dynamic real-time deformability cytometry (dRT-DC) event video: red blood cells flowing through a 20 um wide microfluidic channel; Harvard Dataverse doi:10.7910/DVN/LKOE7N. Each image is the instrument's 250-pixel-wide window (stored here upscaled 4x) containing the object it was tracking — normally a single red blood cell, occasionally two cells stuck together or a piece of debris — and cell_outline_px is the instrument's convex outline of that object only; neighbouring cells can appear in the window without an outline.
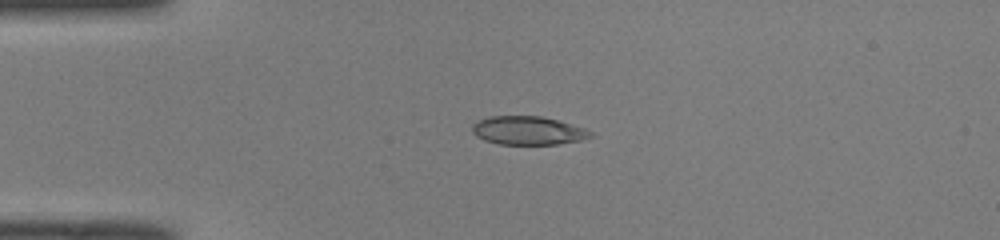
{"species": "common noctule bat (a hibernating species)", "species_latin": "Nyctalus noctula", "temperature_condition": "room temperature", "stored_images_in_passage": 50, "camera_frame_rate_fps": 3000, "um_per_image_px": 0.085, "animal": {"sex": "male", "body_mass_g": 19.0, "forearm_length_mm": 50.8}, "frame": {"image": 1, "passage_image": 12, "time_ms": 3.667, "image_size_px": [1000, 240], "cell_outline_px": [[596, 136], [580, 140], [556, 144], [500, 144], [484, 140], [476, 136], [472, 132], [472, 124], [476, 120], [492, 116], [540, 116], [572, 124], [584, 128], [592, 132]], "centroid_in_image_um": [44.87, 11.09], "position_along_channel_um": 40.1, "area_um2": 19.65}}
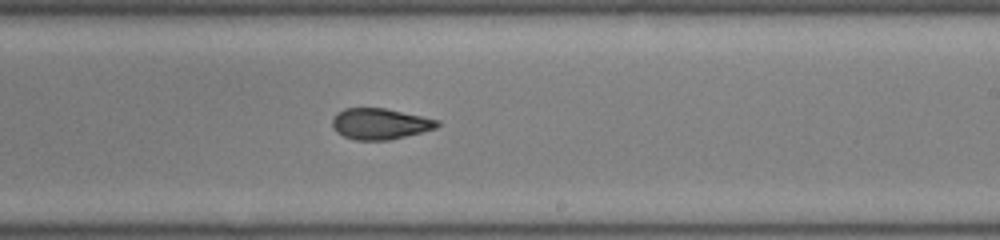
{"frame": {"image": 2, "passage_image": 30, "time_ms": 9.667, "image_size_px": [1000, 240], "cell_outline_px": [[440, 124], [436, 128], [388, 140], [356, 140], [344, 136], [336, 132], [332, 128], [332, 120], [336, 112], [344, 108], [384, 108], [440, 120]], "centroid_in_image_um": [32.26, 10.52], "position_along_channel_um": 256.7, "area_um2": 18.9}}
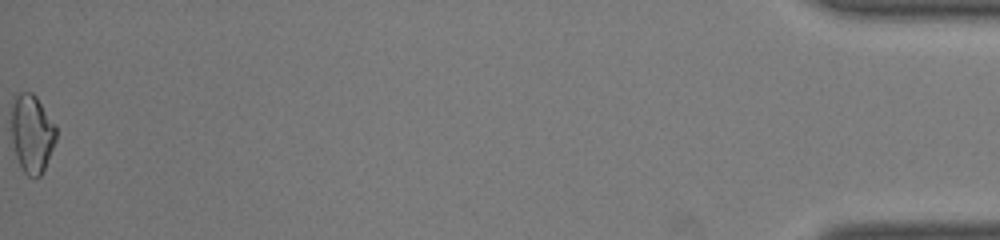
{"frame": {"image": 3, "passage_image": 50, "time_ms": 16.333, "image_size_px": [1000, 240], "cell_outline_px": [[56, 140], [44, 168], [40, 176], [28, 176], [20, 168], [16, 156], [12, 140], [12, 96], [20, 92], [32, 92], [36, 96], [56, 124]], "centroid_in_image_um": [2.71, 11.31], "position_along_channel_um": 432.5, "area_um2": 20.46}, "authors_computed_cell_mechanics": {"area_um2": 19.5942, "velocity_mm_per_s": 4.0976, "shape_relaxation_time_tau1_ms": null, "shape_relaxation_time_tau2_ms": 2.5784, "deformation_change_tau1": null, "deformation_change_tau2": 0.0785}}